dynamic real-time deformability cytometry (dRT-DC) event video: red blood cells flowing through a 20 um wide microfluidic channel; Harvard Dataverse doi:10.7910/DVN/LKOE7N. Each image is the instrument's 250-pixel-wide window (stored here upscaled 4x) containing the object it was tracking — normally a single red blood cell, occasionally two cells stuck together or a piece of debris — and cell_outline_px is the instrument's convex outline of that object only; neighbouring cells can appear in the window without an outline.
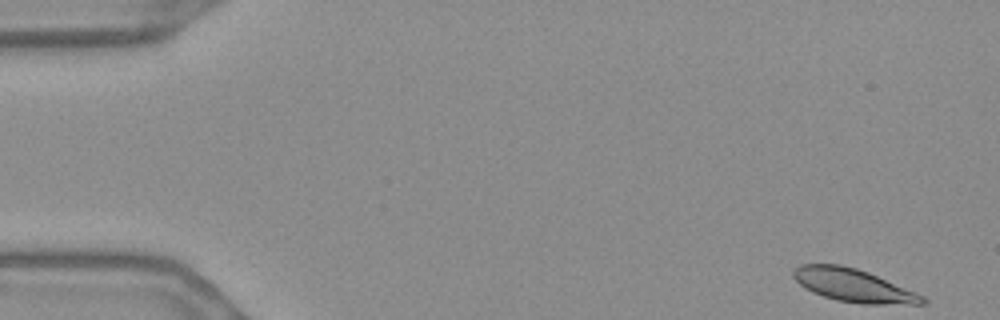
{"species": "Egyptian fruit bat (a non-hibernating species)", "species_latin": "Rousettus aegyptiacus", "temperature_condition": "warm", "stored_images_in_passage": 54, "camera_frame_rate_fps": 3000, "um_per_image_px": 0.085, "frame": {"image": 1, "passage_image": 1, "time_ms": 0.0, "image_size_px": [1000, 320], "cell_outline_px": [[928, 300], [924, 304], [860, 304], [836, 300], [812, 292], [804, 288], [792, 276], [792, 272], [800, 264], [840, 264], [856, 268], [868, 272], [916, 292], [924, 296]], "centroid_in_image_um": [72.54, 24.26], "position_along_channel_um": 12.5, "area_um2": 24.85}}
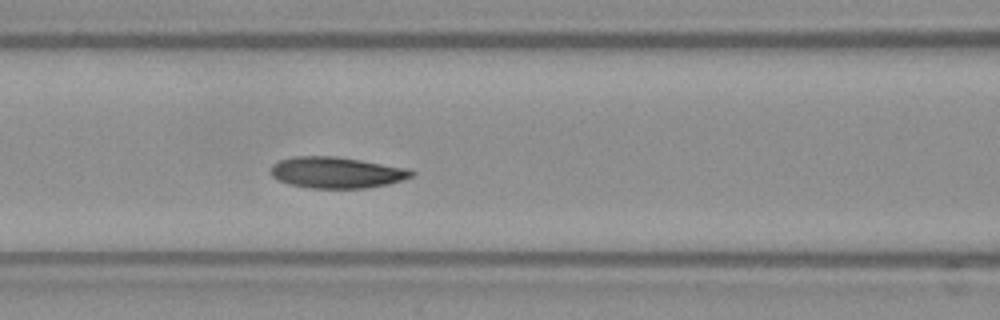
{"frame": {"image": 2, "passage_image": 22, "time_ms": 7.0, "image_size_px": [1000, 320], "cell_outline_px": [[416, 172], [412, 176], [404, 180], [388, 184], [368, 188], [308, 188], [288, 184], [276, 180], [272, 176], [272, 164], [280, 160], [292, 156], [336, 156], [408, 168]], "centroid_in_image_um": [28.61, 14.67], "position_along_channel_um": 138.0, "area_um2": 25.78}}
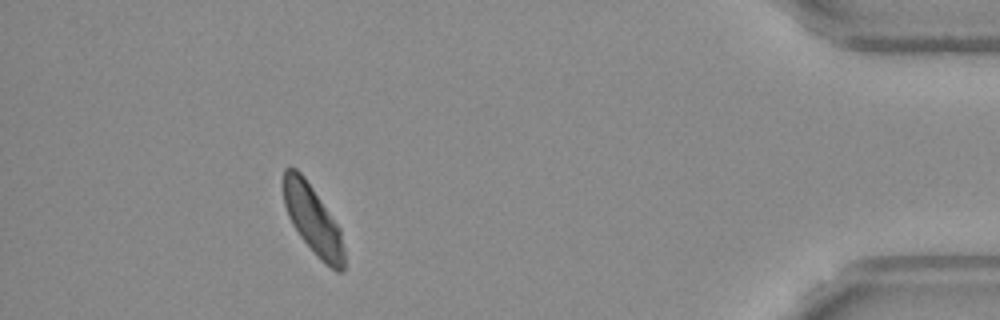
{"frame": {"image": 3, "passage_image": 49, "time_ms": 16.0, "image_size_px": [1000, 320], "cell_outline_px": [[344, 272], [336, 272], [320, 260], [316, 256], [300, 236], [292, 224], [288, 216], [284, 204], [284, 168], [296, 168], [304, 176], [340, 228], [344, 248]], "centroid_in_image_um": [26.61, 18.73], "position_along_channel_um": 408.6, "area_um2": 24.16}, "authors_computed_cell_mechanics": {"area_um2": 25.1719, "velocity_mm_per_s": 3.6284, "shape_relaxation_time_tau1_ms": 2.7742, "shape_relaxation_time_tau2_ms": 3.5078, "deformation_change_tau1": 0.0872, "deformation_change_tau2": 0.0827}}